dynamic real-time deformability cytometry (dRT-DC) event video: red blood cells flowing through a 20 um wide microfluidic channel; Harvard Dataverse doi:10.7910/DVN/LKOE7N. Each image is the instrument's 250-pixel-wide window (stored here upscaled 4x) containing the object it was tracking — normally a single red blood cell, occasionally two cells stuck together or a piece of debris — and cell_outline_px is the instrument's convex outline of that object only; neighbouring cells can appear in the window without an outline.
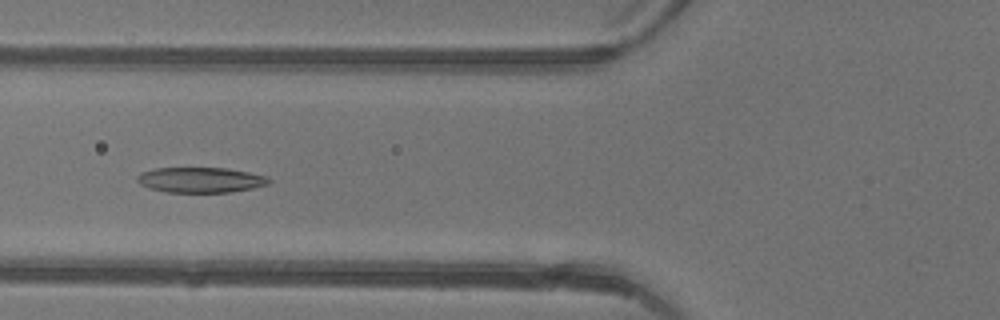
{"species": "common noctule bat (a hibernating species)", "species_latin": "Nyctalus noctula", "temperature_condition": "warm", "stored_images_in_passage": 35, "camera_frame_rate_fps": 3000, "um_per_image_px": 0.085, "animal": {"sex": "female"}, "frame": {"image": 1, "passage_image": 7, "time_ms": 2.0, "image_size_px": [1000, 320], "cell_outline_px": [[272, 180], [268, 184], [252, 188], [232, 192], [164, 192], [140, 184], [136, 180], [136, 176], [140, 172], [156, 168], [224, 168], [248, 172], [268, 176]], "centroid_in_image_um": [17.05, 15.29], "position_along_channel_um": 108.8, "area_um2": 19.42}}
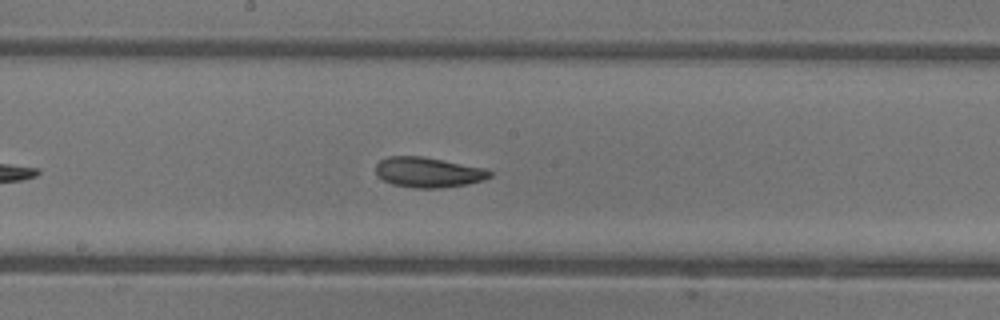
{"frame": {"image": 2, "passage_image": 14, "time_ms": 4.333, "image_size_px": [1000, 320], "cell_outline_px": [[492, 176], [484, 180], [464, 184], [440, 188], [416, 188], [392, 184], [376, 176], [376, 164], [380, 160], [388, 156], [424, 156], [484, 168], [492, 172]], "centroid_in_image_um": [36.37, 14.64], "position_along_channel_um": 211.8, "area_um2": 20.06}}
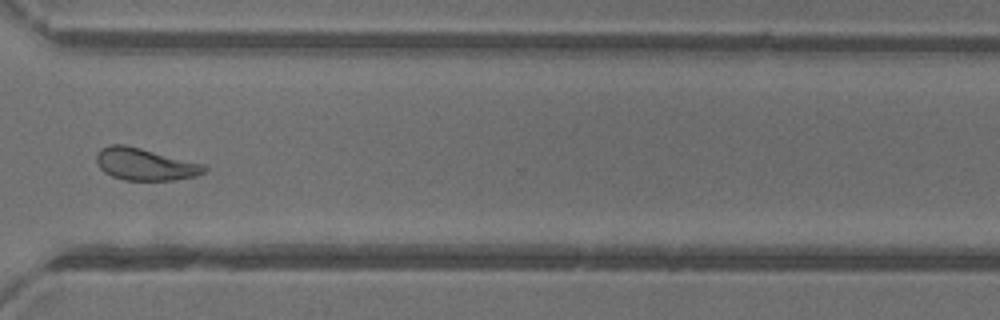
{"frame": {"image": 3, "passage_image": 24, "time_ms": 7.667, "image_size_px": [1000, 320], "cell_outline_px": [[208, 168], [204, 172], [196, 176], [172, 180], [124, 180], [112, 176], [104, 172], [100, 168], [96, 160], [96, 152], [100, 148], [112, 144], [124, 144], [204, 164]], "centroid_in_image_um": [12.3, 13.96], "position_along_channel_um": 358.3, "area_um2": 20.11}, "authors_computed_cell_mechanics": {"area_um2": 20.2878, "velocity_mm_per_s": 4.4047, "shape_relaxation_time_tau1_ms": 4.2948, "shape_relaxation_time_tau2_ms": 2.8916, "deformation_change_tau1": 0.1424, "deformation_change_tau2": 0.1036}}